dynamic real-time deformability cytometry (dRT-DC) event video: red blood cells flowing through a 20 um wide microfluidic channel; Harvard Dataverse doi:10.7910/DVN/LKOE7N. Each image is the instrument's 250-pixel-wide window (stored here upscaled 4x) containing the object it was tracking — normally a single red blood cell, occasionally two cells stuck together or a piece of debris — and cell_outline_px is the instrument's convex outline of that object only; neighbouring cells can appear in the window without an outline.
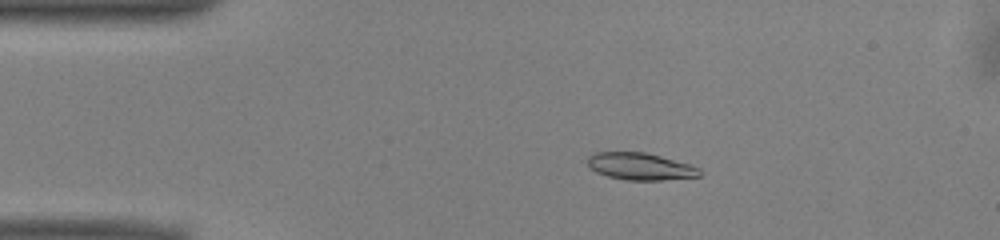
{"species": "common noctule bat (a hibernating species)", "species_latin": "Nyctalus noctula", "temperature_condition": "warm", "stored_images_in_passage": 51, "camera_frame_rate_fps": 3000, "um_per_image_px": 0.085, "animal": {"sex": "male", "body_mass_g": 13.0, "forearm_length_mm": 53.1}, "frame": {"image": 1, "passage_image": 9, "time_ms": 2.667, "image_size_px": [1000, 240], "cell_outline_px": [[700, 176], [664, 180], [624, 180], [608, 176], [596, 172], [588, 168], [588, 156], [592, 152], [644, 152], [692, 164], [700, 168]], "centroid_in_image_um": [54.41, 14.14], "position_along_channel_um": 30.6, "area_um2": 17.86}}
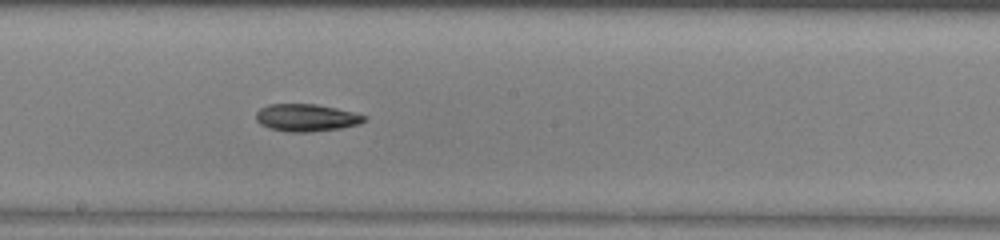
{"frame": {"image": 2, "passage_image": 27, "time_ms": 8.667, "image_size_px": [1000, 240], "cell_outline_px": [[368, 120], [360, 124], [340, 128], [308, 132], [288, 132], [268, 128], [260, 124], [256, 120], [256, 112], [260, 108], [268, 104], [316, 104], [336, 108], [368, 116]], "centroid_in_image_um": [26.04, 10.0], "position_along_channel_um": 222.2, "area_um2": 17.4}}
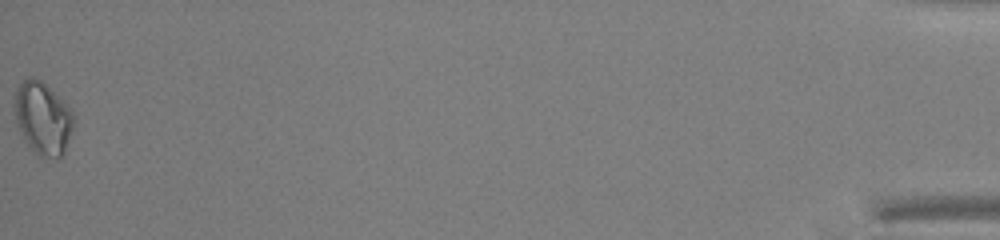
{"frame": {"image": 3, "passage_image": 51, "time_ms": 16.667, "image_size_px": [1000, 240], "cell_outline_px": [[72, 128], [64, 152], [56, 160], [36, 156], [24, 140], [20, 132], [16, 120], [12, 104], [16, 88], [28, 76], [32, 76], [40, 80], [64, 100], [72, 108]], "centroid_in_image_um": [3.6, 10.05], "position_along_channel_um": 431.6, "area_um2": 25.37}}